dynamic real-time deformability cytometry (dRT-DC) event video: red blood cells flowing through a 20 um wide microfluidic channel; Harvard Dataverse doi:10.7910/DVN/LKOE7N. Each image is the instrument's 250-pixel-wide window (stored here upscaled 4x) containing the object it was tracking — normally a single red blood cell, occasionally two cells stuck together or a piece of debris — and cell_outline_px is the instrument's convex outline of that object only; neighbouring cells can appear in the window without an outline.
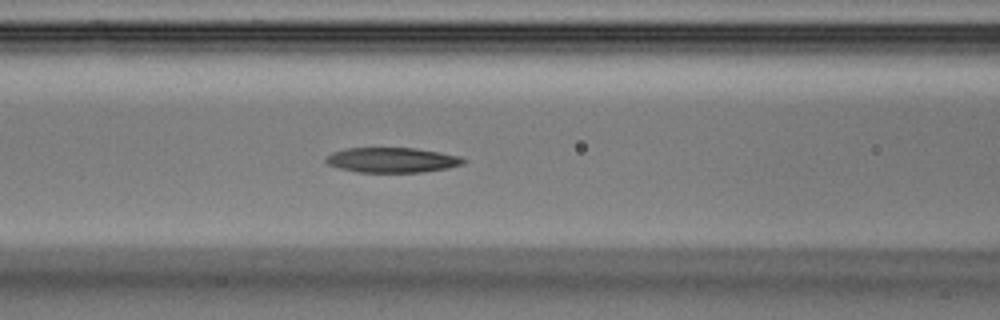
{"species": "Egyptian fruit bat (a non-hibernating species)", "species_latin": "Rousettus aegyptiacus", "temperature_condition": "warm", "stored_images_in_passage": 31, "camera_frame_rate_fps": 3000, "um_per_image_px": 0.085, "animal": {"sex": "male"}, "frame": {"image": 1, "passage_image": 7, "time_ms": 2.0, "image_size_px": [1000, 320], "cell_outline_px": [[468, 160], [464, 164], [448, 168], [420, 172], [360, 172], [340, 168], [328, 164], [324, 160], [332, 152], [344, 148], [416, 148], [460, 156]], "centroid_in_image_um": [33.35, 13.6], "position_along_channel_um": 133.2, "area_um2": 20.0}}
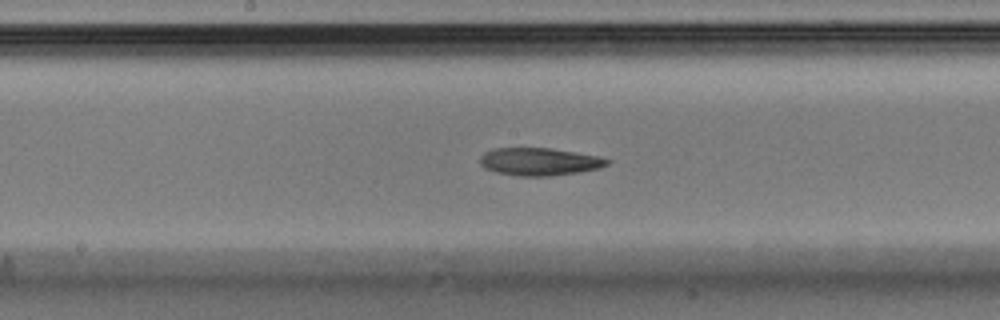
{"frame": {"image": 2, "passage_image": 11, "time_ms": 3.333, "image_size_px": [1000, 320], "cell_outline_px": [[612, 160], [608, 164], [600, 168], [576, 172], [548, 176], [520, 176], [496, 172], [484, 168], [480, 164], [480, 156], [484, 152], [492, 148], [552, 148], [600, 156]], "centroid_in_image_um": [45.84, 13.73], "position_along_channel_um": 202.4, "area_um2": 20.58}}
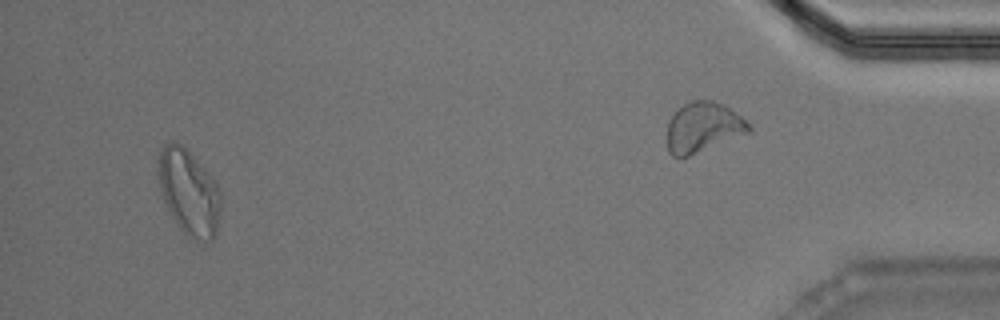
{"frame": {"image": 3, "passage_image": 28, "time_ms": 9.0, "image_size_px": [1000, 320], "cell_outline_px": [[220, 208], [216, 236], [212, 240], [204, 244], [188, 240], [176, 224], [168, 212], [160, 192], [156, 160], [164, 144], [172, 140], [180, 144], [208, 172], [216, 184], [220, 192]], "centroid_in_image_um": [16.02, 16.42], "position_along_channel_um": 419.2, "area_um2": 31.85}}